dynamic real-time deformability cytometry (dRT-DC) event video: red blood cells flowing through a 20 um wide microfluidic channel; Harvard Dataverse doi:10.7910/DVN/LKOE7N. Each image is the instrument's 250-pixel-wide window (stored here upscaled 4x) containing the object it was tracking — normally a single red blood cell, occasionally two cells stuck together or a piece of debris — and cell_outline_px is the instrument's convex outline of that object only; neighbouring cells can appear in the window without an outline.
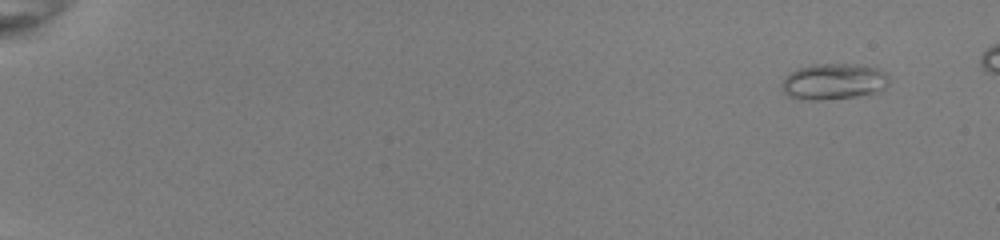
{"species": "common noctule bat (a hibernating species)", "species_latin": "Nyctalus noctula", "temperature_condition": "room temperature", "stored_images_in_passage": 51, "camera_frame_rate_fps": 3000, "um_per_image_px": 0.085, "animal": {"sex": "female", "body_mass_g": 22.0, "forearm_length_mm": 56.7}, "frame": {"image": 1, "passage_image": 1, "time_ms": 0.0, "image_size_px": [1000, 240], "cell_outline_px": [[888, 84], [880, 92], [856, 96], [820, 100], [800, 100], [788, 96], [784, 92], [780, 84], [784, 76], [796, 68], [812, 64], [856, 64], [880, 68], [888, 76]], "centroid_in_image_um": [70.83, 6.93], "position_along_channel_um": 14.2, "area_um2": 22.95}}
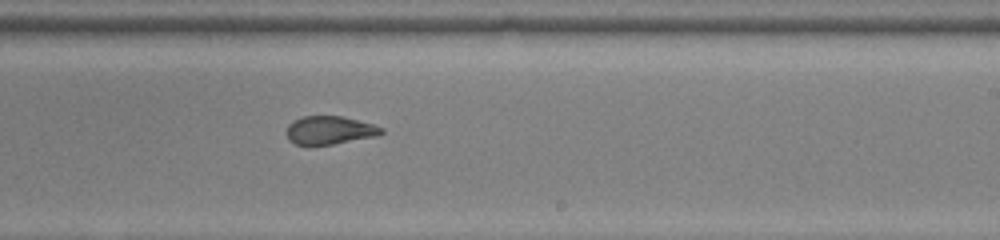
{"frame": {"image": 2, "passage_image": 33, "time_ms": 10.667, "image_size_px": [1000, 240], "cell_outline_px": [[384, 132], [376, 136], [332, 144], [296, 144], [288, 140], [288, 124], [292, 120], [304, 116], [344, 116], [372, 124], [384, 128]], "centroid_in_image_um": [28.03, 11.05], "position_along_channel_um": 261.0, "area_um2": 15.43}}
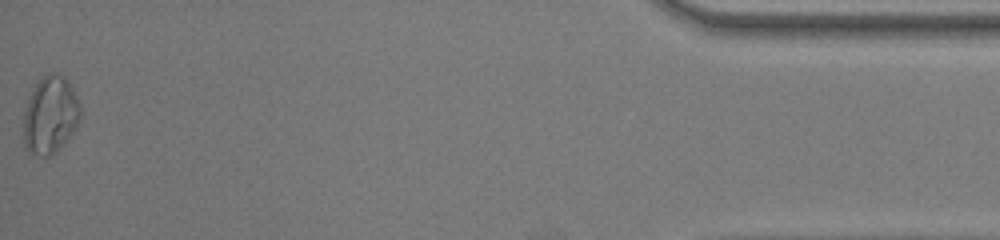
{"frame": {"image": 3, "passage_image": 51, "time_ms": 16.667, "image_size_px": [1000, 240], "cell_outline_px": [[80, 120], [76, 128], [56, 152], [48, 156], [36, 156], [28, 152], [24, 144], [24, 112], [28, 100], [36, 84], [48, 72], [56, 72], [64, 76], [68, 80], [80, 104]], "centroid_in_image_um": [4.28, 9.78], "position_along_channel_um": 430.9, "area_um2": 25.61}, "authors_computed_cell_mechanics": {"area_um2": 18.9006, "velocity_mm_per_s": 4.0096, "shape_relaxation_time_tau1_ms": null, "shape_relaxation_time_tau2_ms": 1.0978, "deformation_change_tau1": null, "deformation_change_tau2": 0.0792}}